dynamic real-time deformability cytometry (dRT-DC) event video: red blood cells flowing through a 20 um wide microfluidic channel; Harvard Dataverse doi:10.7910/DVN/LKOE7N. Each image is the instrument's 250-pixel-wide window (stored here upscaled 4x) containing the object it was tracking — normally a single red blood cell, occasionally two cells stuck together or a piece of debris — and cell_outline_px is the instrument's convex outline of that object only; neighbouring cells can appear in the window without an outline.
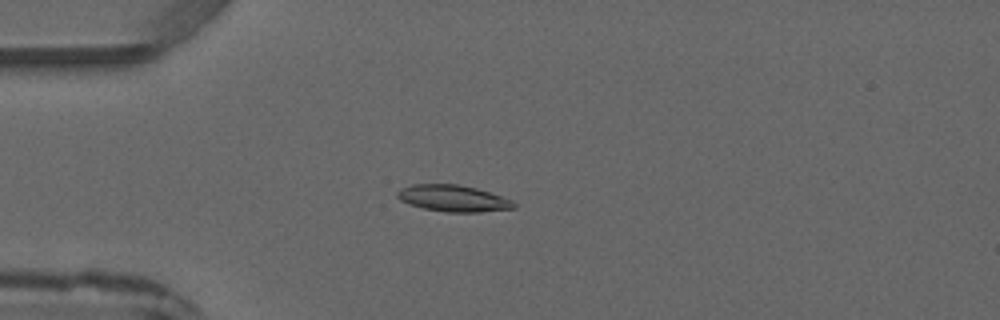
{"species": "common noctule bat (a hibernating species)", "species_latin": "Nyctalus noctula", "temperature_condition": "warm", "stored_images_in_passage": 4, "camera_frame_rate_fps": 3000, "um_per_image_px": 0.085, "animal": {"sex": "male", "forearm_length_mm": 52.5}, "frame": {"image": 1, "passage_image": 3, "time_ms": 2.333, "image_size_px": [1000, 320], "cell_outline_px": [[516, 208], [480, 212], [444, 212], [424, 208], [408, 204], [400, 200], [396, 196], [396, 192], [400, 188], [412, 184], [460, 184], [476, 188], [512, 200], [516, 204]], "centroid_in_image_um": [38.49, 16.86], "position_along_channel_um": 46.5, "area_um2": 18.09}}